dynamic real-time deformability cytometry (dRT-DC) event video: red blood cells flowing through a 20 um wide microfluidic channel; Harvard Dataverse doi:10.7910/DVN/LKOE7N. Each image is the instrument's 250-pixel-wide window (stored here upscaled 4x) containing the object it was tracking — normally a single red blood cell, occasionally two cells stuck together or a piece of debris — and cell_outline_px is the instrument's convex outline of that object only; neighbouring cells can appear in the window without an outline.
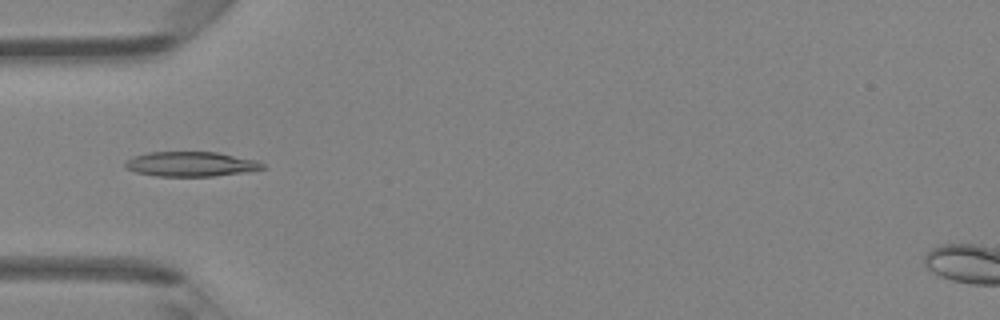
{"species": "Egyptian fruit bat (a non-hibernating species)", "species_latin": "Rousettus aegyptiacus", "temperature_condition": "room temperature", "stored_images_in_passage": 38, "camera_frame_rate_fps": 3000, "um_per_image_px": 0.085, "animal": {"sex": "female"}, "frame": {"image": 1, "passage_image": 7, "time_ms": 2.0, "image_size_px": [1000, 320], "cell_outline_px": [[268, 168], [216, 176], [156, 176], [136, 172], [124, 168], [124, 164], [132, 156], [148, 152], [216, 152], [256, 160], [264, 164]], "centroid_in_image_um": [16.2, 13.94], "position_along_channel_um": 68.8, "area_um2": 19.83}}
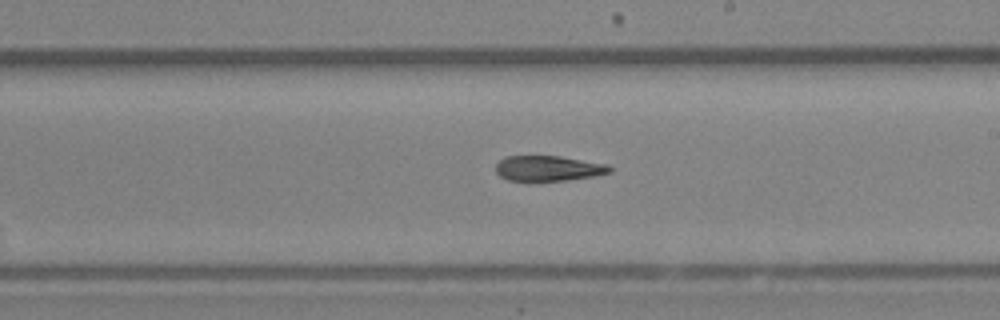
{"frame": {"image": 2, "passage_image": 19, "time_ms": 6.0, "image_size_px": [1000, 320], "cell_outline_px": [[612, 172], [596, 176], [568, 180], [508, 180], [500, 176], [496, 172], [496, 164], [504, 156], [560, 156], [608, 164], [612, 168]], "centroid_in_image_um": [46.64, 14.3], "position_along_channel_um": 242.4, "area_um2": 16.82}}
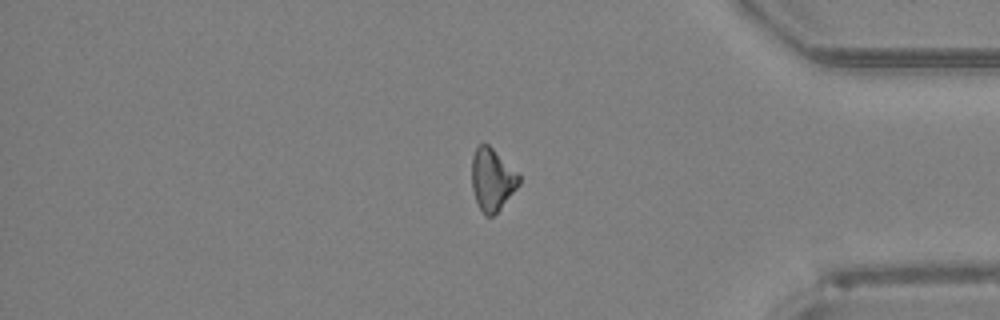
{"frame": {"image": 3, "passage_image": 31, "time_ms": 10.0, "image_size_px": [1000, 320], "cell_outline_px": [[520, 184], [500, 208], [492, 216], [484, 216], [476, 200], [472, 188], [472, 156], [476, 148], [480, 144], [488, 144], [520, 176]], "centroid_in_image_um": [41.82, 15.27], "position_along_channel_um": 393.4, "area_um2": 16.76}, "authors_computed_cell_mechanics": {"area_um2": 17.9469, "velocity_mm_per_s": 4.3703, "shape_relaxation_time_tau1_ms": 9.3991, "shape_relaxation_time_tau2_ms": null, "deformation_change_tau1": 0.191, "deformation_change_tau2": null}}